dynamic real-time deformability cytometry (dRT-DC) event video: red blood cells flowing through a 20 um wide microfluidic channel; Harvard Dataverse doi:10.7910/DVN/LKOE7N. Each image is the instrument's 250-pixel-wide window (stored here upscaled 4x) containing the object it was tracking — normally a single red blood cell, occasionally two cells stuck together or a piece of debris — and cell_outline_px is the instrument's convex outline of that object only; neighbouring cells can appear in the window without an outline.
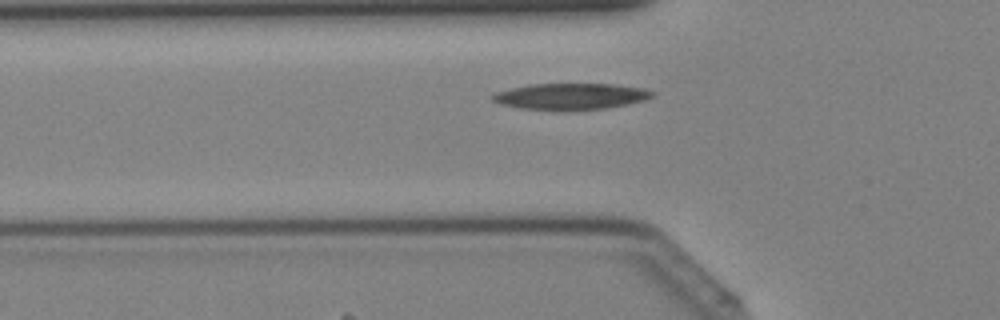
{"species": "Egyptian fruit bat (a non-hibernating species)", "species_latin": "Rousettus aegyptiacus", "temperature_condition": "cold", "stored_images_in_passage": 32, "camera_frame_rate_fps": 3000, "um_per_image_px": 0.085, "animal": {"sex": "female"}, "frame": {"image": 1, "passage_image": 5, "time_ms": 1.333, "image_size_px": [1000, 320], "cell_outline_px": [[656, 92], [652, 96], [644, 100], [628, 104], [608, 108], [520, 108], [500, 104], [492, 100], [492, 96], [496, 92], [528, 84], [616, 84], [644, 88]], "centroid_in_image_um": [48.56, 8.15], "position_along_channel_um": 77.2, "area_um2": 23.7}}
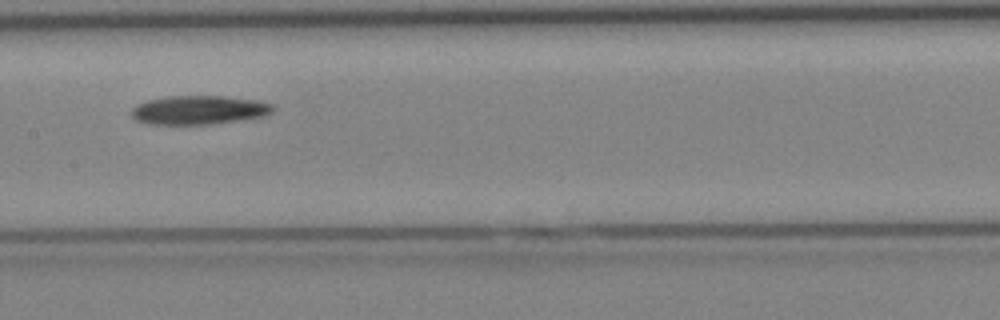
{"frame": {"image": 2, "passage_image": 12, "time_ms": 3.667, "image_size_px": [1000, 320], "cell_outline_px": [[272, 112], [264, 116], [240, 120], [212, 124], [148, 124], [136, 120], [132, 116], [132, 108], [136, 104], [148, 100], [168, 96], [228, 96], [256, 100], [272, 104]], "centroid_in_image_um": [16.89, 9.35], "position_along_channel_um": 190.5, "area_um2": 23.76}}
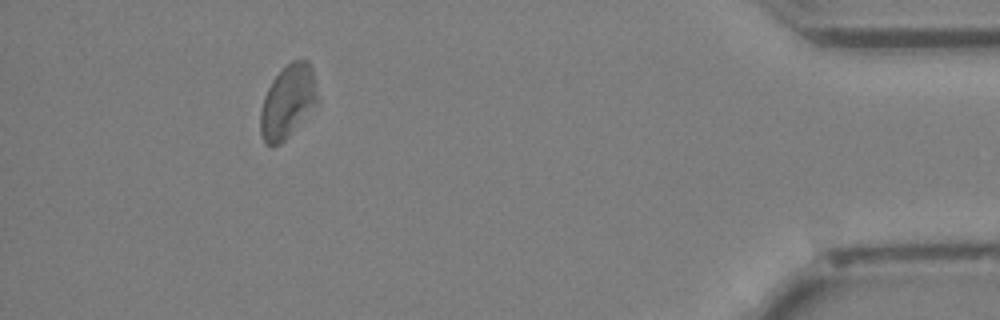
{"frame": {"image": 3, "passage_image": 29, "time_ms": 9.333, "image_size_px": [1000, 320], "cell_outline_px": [[320, 104], [280, 144], [264, 144], [260, 136], [260, 112], [264, 96], [272, 80], [292, 60], [308, 60], [312, 68], [320, 100]], "centroid_in_image_um": [24.5, 8.65], "position_along_channel_um": 410.7, "area_um2": 24.68}}